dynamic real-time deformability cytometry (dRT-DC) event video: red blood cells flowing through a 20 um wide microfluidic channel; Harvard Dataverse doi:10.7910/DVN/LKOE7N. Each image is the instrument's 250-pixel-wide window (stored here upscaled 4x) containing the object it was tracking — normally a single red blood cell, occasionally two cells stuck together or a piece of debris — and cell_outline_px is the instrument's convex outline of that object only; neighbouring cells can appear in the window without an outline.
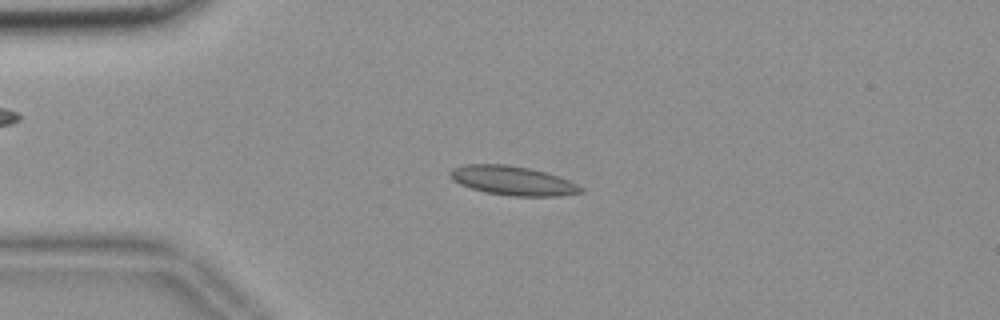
{"species": "common noctule bat (a hibernating species)", "species_latin": "Nyctalus noctula", "temperature_condition": "room temperature", "stored_images_in_passage": 55, "camera_frame_rate_fps": 3000, "um_per_image_px": 0.085, "animal": {"sex": "female", "body_mass_g": 18.4}, "frame": {"image": 1, "passage_image": 13, "time_ms": 4.0, "image_size_px": [1000, 320], "cell_outline_px": [[584, 192], [560, 196], [512, 196], [484, 192], [460, 184], [452, 180], [448, 176], [448, 172], [452, 168], [464, 164], [504, 164], [528, 168], [544, 172], [568, 180], [584, 188]], "centroid_in_image_um": [43.54, 15.36], "position_along_channel_um": 41.5, "area_um2": 22.2}}
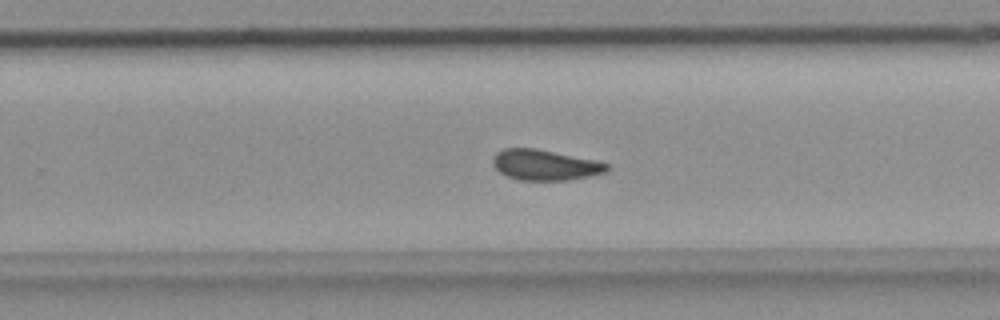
{"frame": {"image": 2, "passage_image": 35, "time_ms": 11.333, "image_size_px": [1000, 320], "cell_outline_px": [[612, 168], [608, 172], [568, 180], [520, 180], [508, 176], [500, 172], [492, 164], [492, 160], [496, 152], [504, 148], [536, 148], [596, 160], [608, 164]], "centroid_in_image_um": [46.35, 14.01], "position_along_channel_um": 283.5, "area_um2": 20.4}}
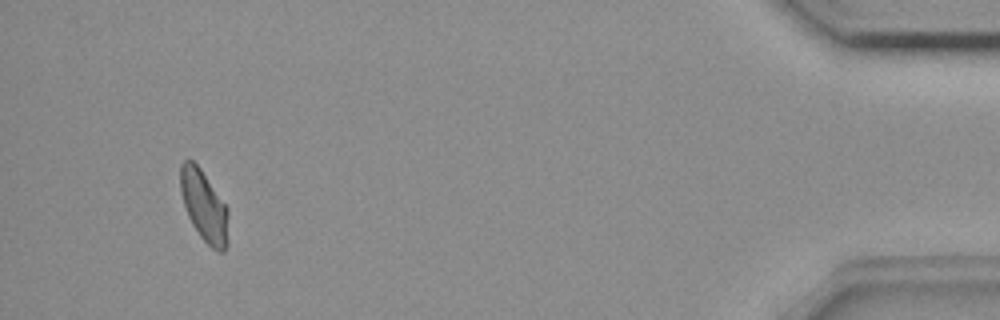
{"frame": {"image": 3, "passage_image": 52, "time_ms": 17.0, "image_size_px": [1000, 320], "cell_outline_px": [[228, 244], [224, 252], [220, 252], [212, 248], [200, 236], [192, 224], [188, 216], [180, 192], [180, 164], [184, 160], [192, 160], [200, 168], [228, 208]], "centroid_in_image_um": [17.35, 17.53], "position_along_channel_um": 417.8, "area_um2": 19.88}, "authors_computed_cell_mechanics": {"area_um2": 20.6924, "velocity_mm_per_s": 3.657, "shape_relaxation_time_tau1_ms": null, "shape_relaxation_time_tau2_ms": 2.7677, "deformation_change_tau1": null, "deformation_change_tau2": 0.0673}}